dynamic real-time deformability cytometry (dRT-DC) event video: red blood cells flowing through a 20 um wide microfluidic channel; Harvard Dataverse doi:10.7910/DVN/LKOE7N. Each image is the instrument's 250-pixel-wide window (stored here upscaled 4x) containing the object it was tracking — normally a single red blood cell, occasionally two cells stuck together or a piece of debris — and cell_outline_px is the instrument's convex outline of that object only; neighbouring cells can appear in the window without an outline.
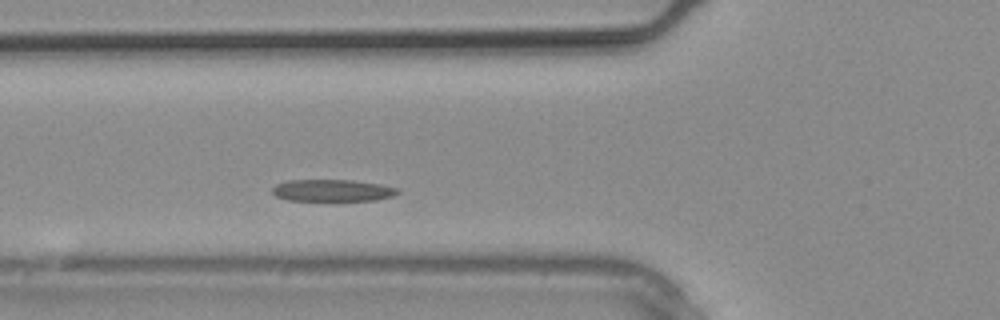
{"species": "common noctule bat (a hibernating species)", "species_latin": "Nyctalus noctula", "temperature_condition": "warm", "stored_images_in_passage": 2, "camera_frame_rate_fps": 3000, "um_per_image_px": 0.085, "animal": {"sex": "male", "body_mass_g": 20.4}, "frame": {"image": 1, "passage_image": 2, "time_ms": 0.333, "image_size_px": [1000, 320], "cell_outline_px": [[400, 192], [392, 196], [376, 200], [288, 200], [276, 196], [272, 192], [272, 188], [276, 184], [288, 180], [352, 180], [380, 184], [400, 188]], "centroid_in_image_um": [28.28, 16.18], "position_along_channel_um": 97.5, "area_um2": 15.95}}